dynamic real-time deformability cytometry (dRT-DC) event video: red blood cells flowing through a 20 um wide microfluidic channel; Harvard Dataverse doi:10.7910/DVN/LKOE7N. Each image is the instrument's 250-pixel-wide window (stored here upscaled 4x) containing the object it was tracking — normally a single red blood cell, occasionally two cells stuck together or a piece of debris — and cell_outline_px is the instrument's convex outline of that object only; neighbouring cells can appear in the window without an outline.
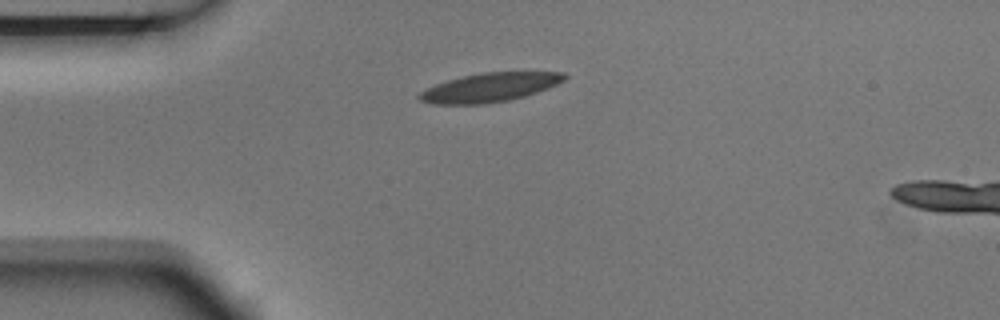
{"species": "Egyptian fruit bat (a non-hibernating species)", "species_latin": "Rousettus aegyptiacus", "temperature_condition": "room temperature", "stored_images_in_passage": 8, "camera_frame_rate_fps": 3000, "um_per_image_px": 0.085, "animal": {"sex": "male"}, "frame": {"image": 1, "passage_image": 1, "time_ms": 0.0, "image_size_px": [1000, 320], "cell_outline_px": [[568, 76], [564, 80], [548, 88], [524, 96], [508, 100], [484, 104], [432, 104], [420, 100], [416, 96], [420, 92], [436, 84], [448, 80], [480, 72], [564, 72]], "centroid_in_image_um": [41.62, 7.43], "position_along_channel_um": 43.4, "area_um2": 24.28}}
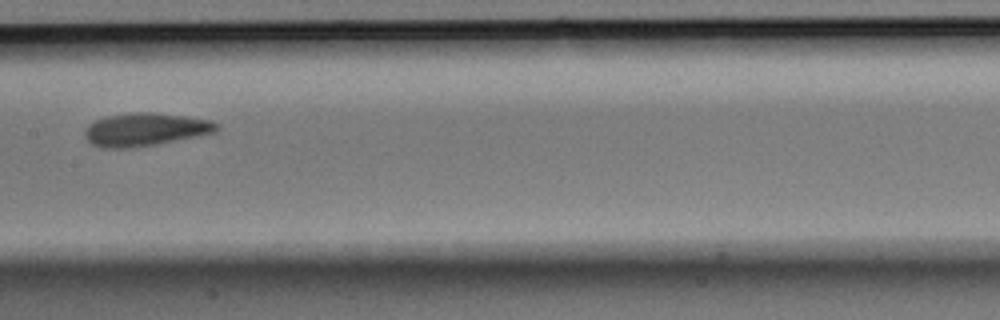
{"frame": {"image": 2, "passage_image": 5, "time_ms": 1.333, "image_size_px": [1000, 320], "cell_outline_px": [[220, 128], [216, 132], [156, 144], [128, 148], [104, 148], [92, 144], [84, 136], [84, 132], [88, 124], [104, 116], [132, 112], [152, 112], [184, 116], [212, 120], [220, 124]], "centroid_in_image_um": [12.35, 10.99], "position_along_channel_um": 195.1, "area_um2": 25.43}}
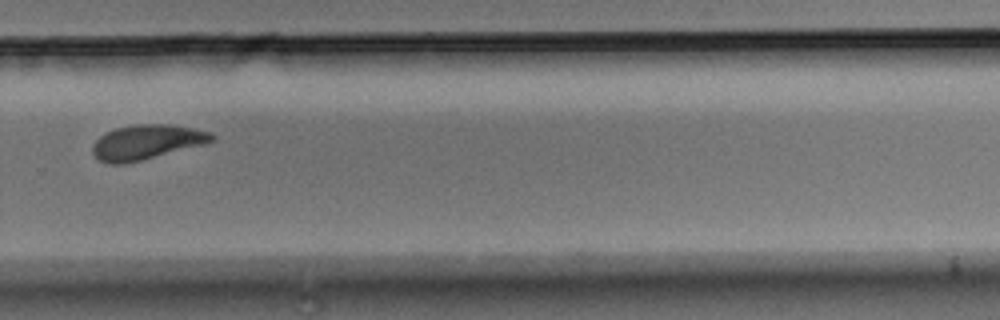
{"frame": {"image": 3, "passage_image": 8, "time_ms": 2.333, "image_size_px": [1000, 320], "cell_outline_px": [[216, 140], [204, 144], [124, 164], [108, 164], [100, 160], [92, 152], [92, 144], [100, 136], [116, 128], [136, 124], [168, 124], [192, 128], [212, 132], [216, 136]], "centroid_in_image_um": [12.48, 12.07], "position_along_channel_um": 317.3, "area_um2": 23.93}}